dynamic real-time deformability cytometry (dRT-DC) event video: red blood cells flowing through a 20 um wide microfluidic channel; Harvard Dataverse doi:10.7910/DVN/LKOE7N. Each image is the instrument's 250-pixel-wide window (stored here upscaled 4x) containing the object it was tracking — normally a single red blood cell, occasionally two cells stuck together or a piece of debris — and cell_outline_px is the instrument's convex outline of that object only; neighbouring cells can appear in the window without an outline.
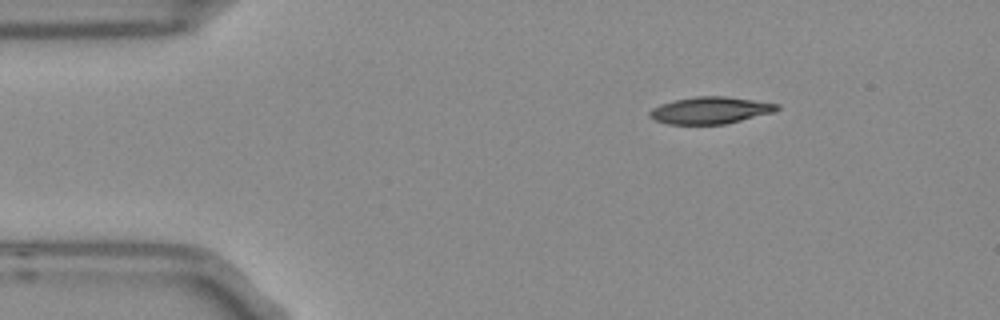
{"species": "Egyptian fruit bat (a non-hibernating species)", "species_latin": "Rousettus aegyptiacus", "temperature_condition": "room temperature", "stored_images_in_passage": 3, "camera_frame_rate_fps": 3000, "um_per_image_px": 0.085, "frame": {"image": 1, "passage_image": 1, "time_ms": 0.0, "image_size_px": [1000, 320], "cell_outline_px": [[780, 108], [776, 112], [724, 124], [668, 124], [656, 120], [648, 116], [648, 112], [652, 108], [660, 104], [676, 100], [696, 96], [724, 96], [780, 104]], "centroid_in_image_um": [60.39, 9.38], "position_along_channel_um": 24.6, "area_um2": 19.94}}
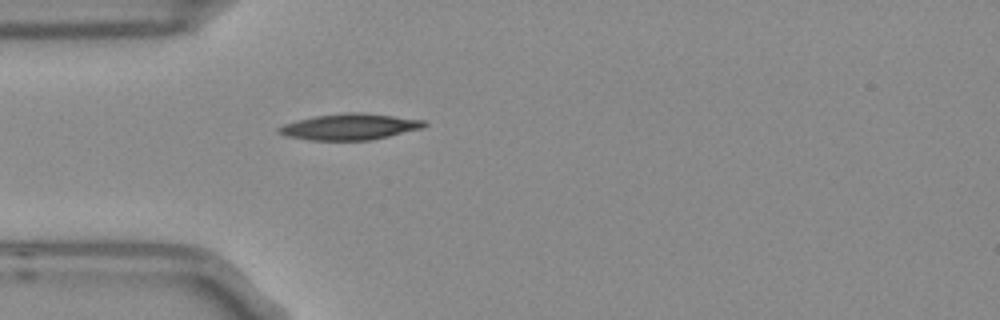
{"frame": {"image": 2, "passage_image": 3, "time_ms": 0.667, "image_size_px": [1000, 320], "cell_outline_px": [[428, 124], [424, 128], [388, 136], [368, 140], [312, 140], [288, 136], [276, 132], [276, 128], [284, 124], [296, 120], [316, 116], [348, 112], [360, 112], [424, 120]], "centroid_in_image_um": [29.72, 10.77], "position_along_channel_um": 55.3, "area_um2": 21.96}}